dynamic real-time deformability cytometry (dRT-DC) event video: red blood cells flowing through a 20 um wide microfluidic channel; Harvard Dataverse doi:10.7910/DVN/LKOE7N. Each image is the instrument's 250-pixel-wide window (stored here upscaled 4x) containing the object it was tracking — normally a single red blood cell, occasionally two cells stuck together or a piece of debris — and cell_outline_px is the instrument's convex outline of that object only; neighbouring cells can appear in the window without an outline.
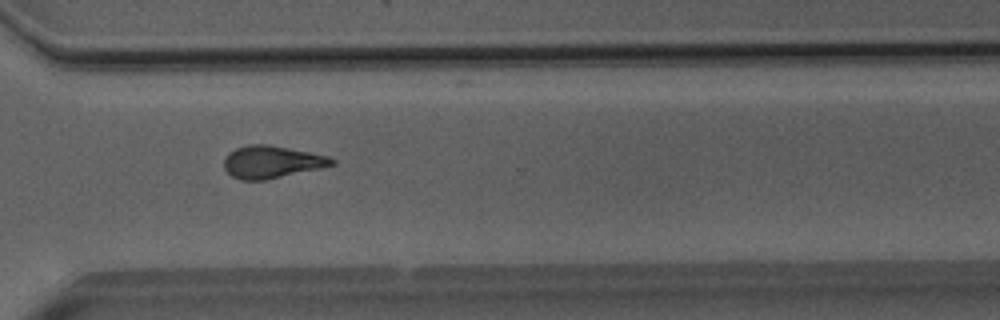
{"species": "Egyptian fruit bat (a non-hibernating species)", "species_latin": "Rousettus aegyptiacus", "temperature_condition": "room temperature", "stored_images_in_passage": 48, "camera_frame_rate_fps": 3000, "um_per_image_px": 0.085, "animal": {"sex": "male"}, "frame": {"image": 1, "passage_image": 34, "time_ms": 11.0, "image_size_px": [1000, 320], "cell_outline_px": [[336, 164], [320, 168], [264, 180], [240, 180], [232, 176], [224, 168], [224, 160], [228, 152], [236, 148], [248, 144], [268, 144], [328, 156], [336, 160]], "centroid_in_image_um": [23.07, 13.76], "position_along_channel_um": 347.5, "area_um2": 20.23}}
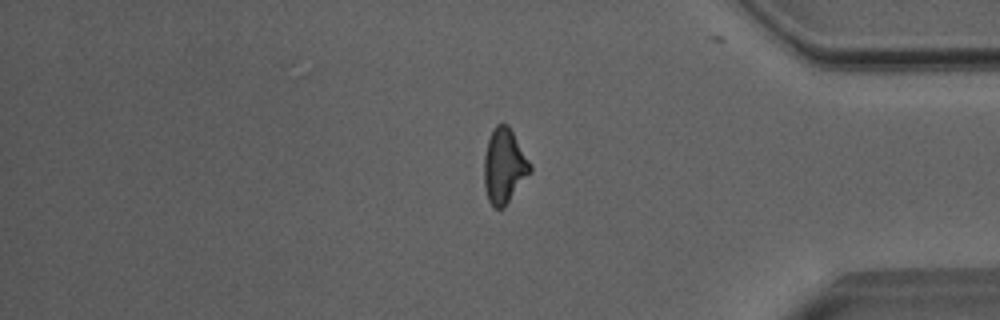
{"frame": {"image": 2, "passage_image": 39, "time_ms": 12.667, "image_size_px": [1000, 320], "cell_outline_px": [[532, 172], [504, 208], [492, 208], [488, 200], [484, 184], [484, 156], [488, 140], [496, 124], [508, 124], [532, 164]], "centroid_in_image_um": [42.87, 14.14], "position_along_channel_um": 392.3, "area_um2": 20.29}}
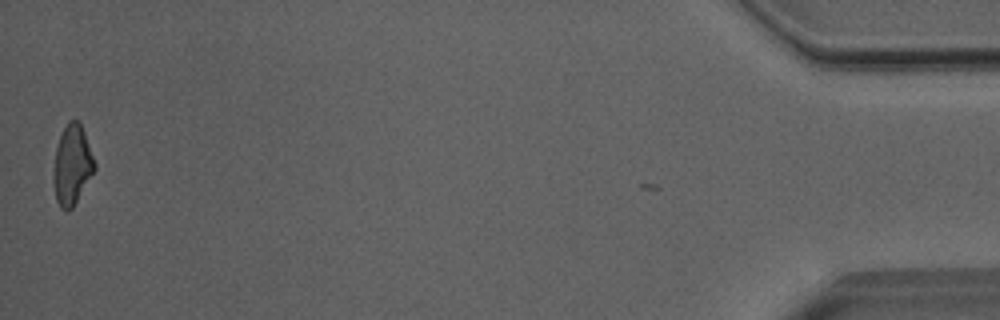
{"frame": {"image": 3, "passage_image": 47, "time_ms": 15.333, "image_size_px": [1000, 320], "cell_outline_px": [[96, 168], [72, 208], [68, 212], [60, 208], [56, 200], [52, 172], [56, 148], [60, 136], [68, 120], [80, 120], [96, 164]], "centroid_in_image_um": [6.12, 14.02], "position_along_channel_um": 429.1, "area_um2": 19.13}, "authors_computed_cell_mechanics": {"area_um2": 20.2878, "velocity_mm_per_s": 4.0602, "shape_relaxation_time_tau1_ms": null, "shape_relaxation_time_tau2_ms": 2.9514, "deformation_change_tau1": null, "deformation_change_tau2": 0.128}}